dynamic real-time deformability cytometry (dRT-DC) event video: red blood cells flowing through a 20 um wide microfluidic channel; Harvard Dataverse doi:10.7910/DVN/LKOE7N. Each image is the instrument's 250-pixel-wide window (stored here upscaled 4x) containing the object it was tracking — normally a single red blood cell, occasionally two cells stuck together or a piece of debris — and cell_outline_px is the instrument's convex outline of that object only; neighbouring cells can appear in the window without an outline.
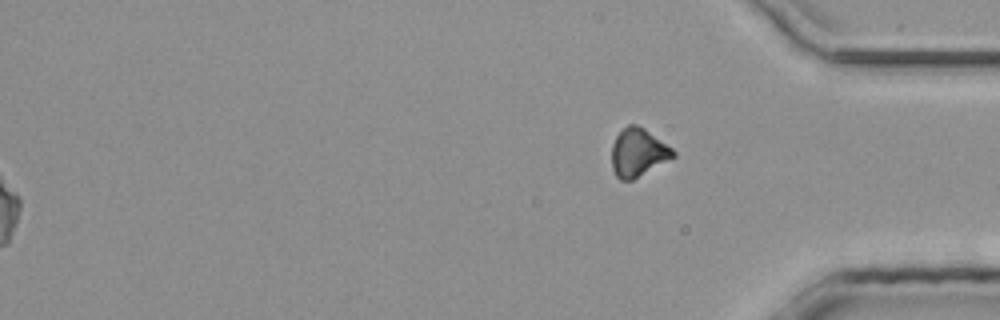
{"species": "common noctule bat (a hibernating species)", "species_latin": "Nyctalus noctula", "temperature_condition": "room temperature", "stored_images_in_passage": 26, "segment_of_instrument_passage": [2, 2], "camera_frame_rate_fps": 3000, "um_per_image_px": 0.085, "animal": {"sex": "male", "body_mass_g": 20.4}, "frame": {"image": 1, "passage_image": 26, "time_ms": 8.333, "image_size_px": [1000, 320], "cell_outline_px": [[676, 156], [632, 180], [620, 180], [616, 176], [612, 168], [612, 144], [616, 136], [628, 124], [636, 124], [644, 128], [672, 148], [676, 152]], "centroid_in_image_um": [54.23, 12.96], "position_along_channel_um": 381.0, "area_um2": 17.11}}